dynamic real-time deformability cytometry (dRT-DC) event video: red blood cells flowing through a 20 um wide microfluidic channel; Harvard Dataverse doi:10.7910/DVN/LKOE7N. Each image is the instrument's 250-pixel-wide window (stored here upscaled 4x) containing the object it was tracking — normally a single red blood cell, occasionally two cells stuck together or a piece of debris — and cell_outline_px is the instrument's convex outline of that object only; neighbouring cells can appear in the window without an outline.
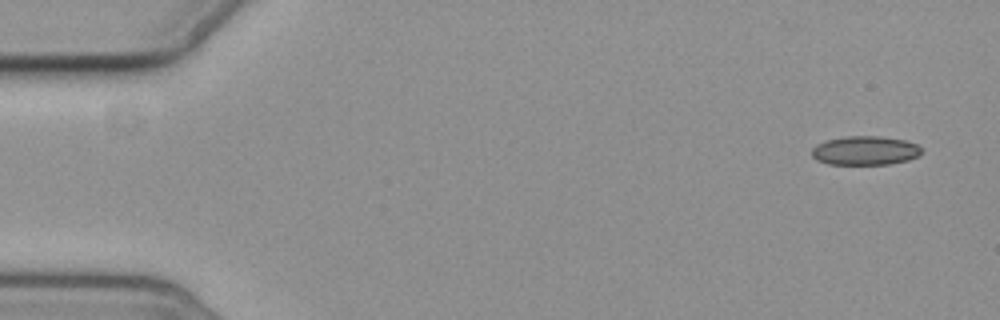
{"species": "common noctule bat (a hibernating species)", "species_latin": "Nyctalus noctula", "temperature_condition": "cold", "stored_images_in_passage": 5, "camera_frame_rate_fps": 3000, "um_per_image_px": 0.085, "animal": {"sex": "female", "body_mass_g": 19.3, "forearm_length_mm": 54.1}, "frame": {"image": 1, "passage_image": 1, "time_ms": 0.0, "image_size_px": [1000, 320], "cell_outline_px": [[920, 156], [908, 160], [892, 164], [828, 164], [816, 160], [812, 156], [812, 148], [816, 144], [828, 140], [848, 136], [876, 136], [904, 140], [916, 144], [920, 148]], "centroid_in_image_um": [73.52, 12.81], "position_along_channel_um": 11.5, "area_um2": 18.44}}
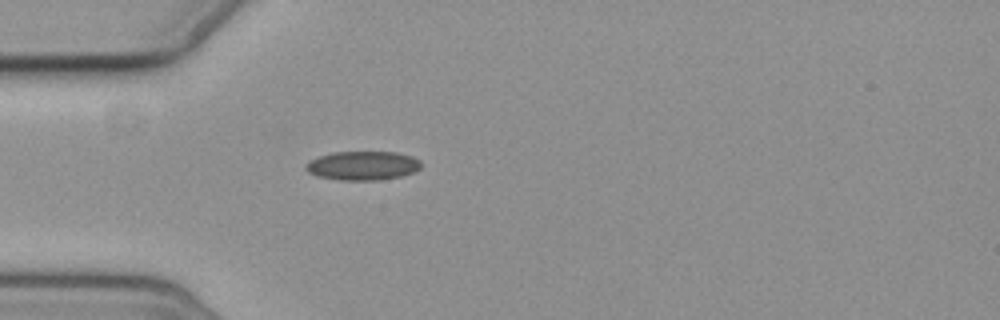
{"frame": {"image": 2, "passage_image": 4, "time_ms": 4.667, "image_size_px": [1000, 320], "cell_outline_px": [[420, 168], [416, 172], [400, 176], [376, 180], [340, 180], [316, 176], [308, 172], [304, 168], [312, 160], [320, 156], [332, 152], [396, 152], [412, 156], [420, 160]], "centroid_in_image_um": [30.85, 14.08], "position_along_channel_um": 54.1, "area_um2": 19.36}}